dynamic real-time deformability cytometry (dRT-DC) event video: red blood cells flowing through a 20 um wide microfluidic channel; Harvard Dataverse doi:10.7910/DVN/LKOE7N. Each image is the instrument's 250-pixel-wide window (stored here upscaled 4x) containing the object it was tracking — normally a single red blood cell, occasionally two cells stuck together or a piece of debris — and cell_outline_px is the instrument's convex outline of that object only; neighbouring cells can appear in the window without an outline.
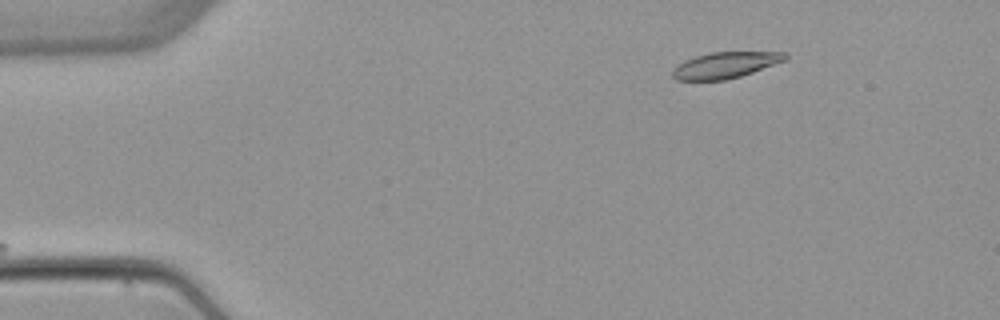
{"species": "common noctule bat (a hibernating species)", "species_latin": "Nyctalus noctula", "temperature_condition": "warm", "stored_images_in_passage": 5, "camera_frame_rate_fps": 3000, "um_per_image_px": 0.085, "animal": {"sex": "female", "body_mass_g": 22.7, "forearm_length_mm": 54.2}, "frame": {"image": 1, "passage_image": 2, "time_ms": 1.333, "image_size_px": [1000, 320], "cell_outline_px": [[788, 60], [740, 76], [724, 80], [676, 80], [672, 76], [672, 72], [684, 60], [696, 56], [712, 52], [788, 52]], "centroid_in_image_um": [61.7, 5.53], "position_along_channel_um": 23.3, "area_um2": 17.05}}
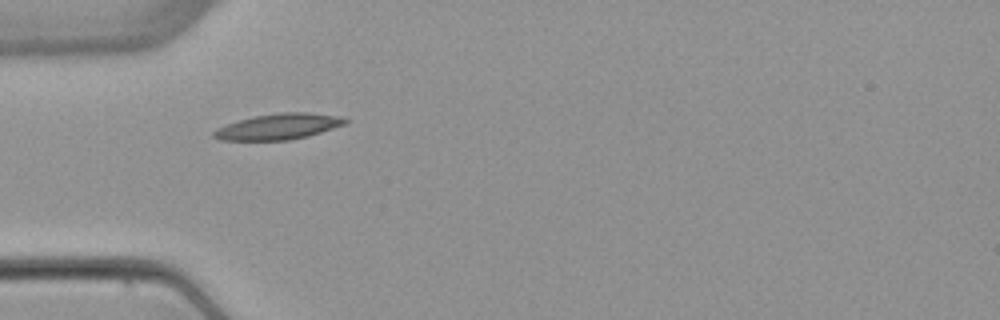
{"frame": {"image": 2, "passage_image": 4, "time_ms": 4.333, "image_size_px": [1000, 320], "cell_outline_px": [[348, 120], [344, 124], [308, 136], [288, 140], [220, 140], [212, 136], [212, 132], [216, 128], [240, 120], [256, 116], [280, 112], [308, 112], [340, 116]], "centroid_in_image_um": [23.65, 10.76], "position_along_channel_um": 61.3, "area_um2": 19.54}}
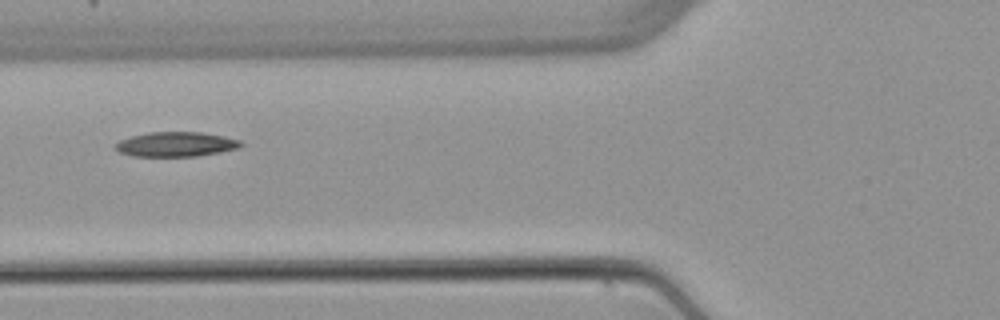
{"frame": {"image": 3, "passage_image": 5, "time_ms": 5.667, "image_size_px": [1000, 320], "cell_outline_px": [[244, 144], [240, 148], [220, 152], [196, 156], [132, 156], [120, 152], [116, 148], [116, 144], [120, 140], [132, 136], [148, 132], [200, 132], [224, 136], [240, 140]], "centroid_in_image_um": [15.0, 12.26], "position_along_channel_um": 110.8, "area_um2": 17.98}}